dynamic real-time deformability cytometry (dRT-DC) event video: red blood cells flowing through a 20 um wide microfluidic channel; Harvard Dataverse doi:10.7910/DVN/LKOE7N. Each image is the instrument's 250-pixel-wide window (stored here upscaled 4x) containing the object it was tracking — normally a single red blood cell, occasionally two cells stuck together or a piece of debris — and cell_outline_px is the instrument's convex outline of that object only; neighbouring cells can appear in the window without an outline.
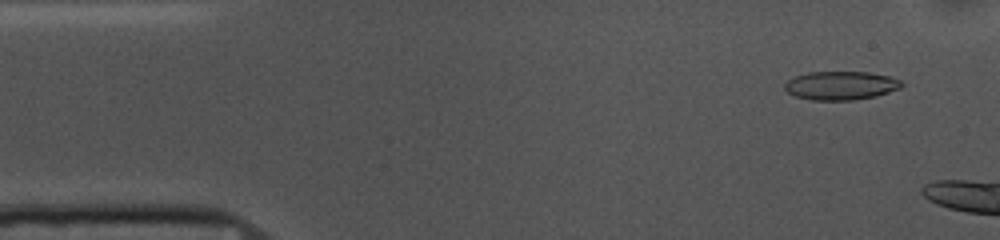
{"species": "common noctule bat (a hibernating species)", "species_latin": "Nyctalus noctula", "temperature_condition": "cold", "stored_images_in_passage": 8, "camera_frame_rate_fps": 3000, "um_per_image_px": 0.085, "animal": {"sex": "female", "body_mass_g": 10.0, "forearm_length_mm": 53.1}, "frame": {"image": 1, "passage_image": 3, "time_ms": 0.667, "image_size_px": [1000, 240], "cell_outline_px": [[904, 84], [900, 88], [876, 96], [852, 100], [812, 100], [796, 96], [788, 92], [784, 88], [784, 84], [788, 80], [796, 76], [808, 72], [868, 72], [892, 76], [900, 80]], "centroid_in_image_um": [71.49, 7.26], "position_along_channel_um": 13.5, "area_um2": 19.48}}